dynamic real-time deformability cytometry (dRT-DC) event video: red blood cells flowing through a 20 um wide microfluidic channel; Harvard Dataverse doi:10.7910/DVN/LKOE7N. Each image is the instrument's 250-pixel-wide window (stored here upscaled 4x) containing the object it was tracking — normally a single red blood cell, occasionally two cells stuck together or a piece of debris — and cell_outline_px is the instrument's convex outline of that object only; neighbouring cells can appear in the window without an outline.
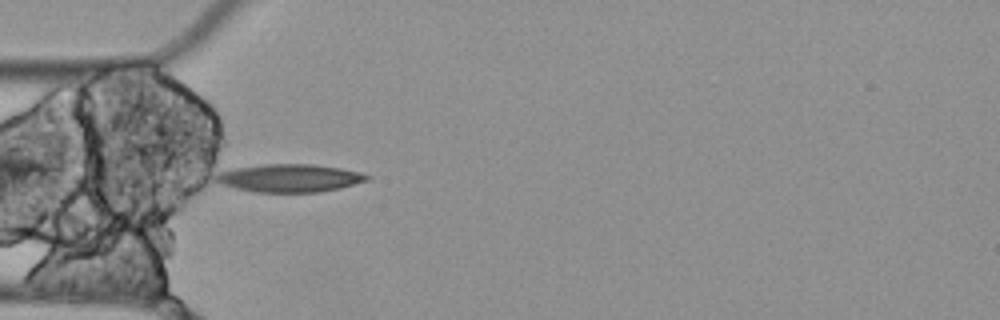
{"species": "Egyptian fruit bat (a non-hibernating species)", "species_latin": "Rousettus aegyptiacus", "temperature_condition": "cold", "stored_images_in_passage": 10, "camera_frame_rate_fps": 3000, "um_per_image_px": 0.085, "animal": {"sex": "female"}, "frame": {"image": 1, "passage_image": 7, "time_ms": 2.0, "image_size_px": [1000, 320], "cell_outline_px": [[372, 176], [368, 180], [340, 188], [320, 192], [256, 192], [236, 188], [220, 184], [212, 180], [220, 172], [236, 168], [260, 164], [312, 164], [340, 168], [360, 172]], "centroid_in_image_um": [24.61, 15.13], "position_along_channel_um": 60.4, "area_um2": 24.62}}
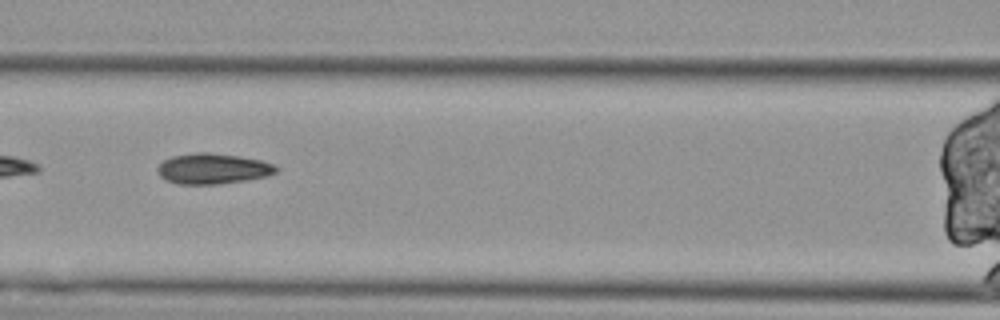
{"frame": {"image": 2, "passage_image": 9, "time_ms": 2.667, "image_size_px": [1000, 320], "cell_outline_px": [[280, 168], [276, 172], [268, 176], [244, 180], [216, 184], [176, 184], [164, 180], [160, 176], [156, 168], [164, 160], [172, 156], [196, 152], [208, 152], [240, 156], [260, 160], [276, 164]], "centroid_in_image_um": [18.09, 14.33], "position_along_channel_um": 148.5, "area_um2": 21.27}}
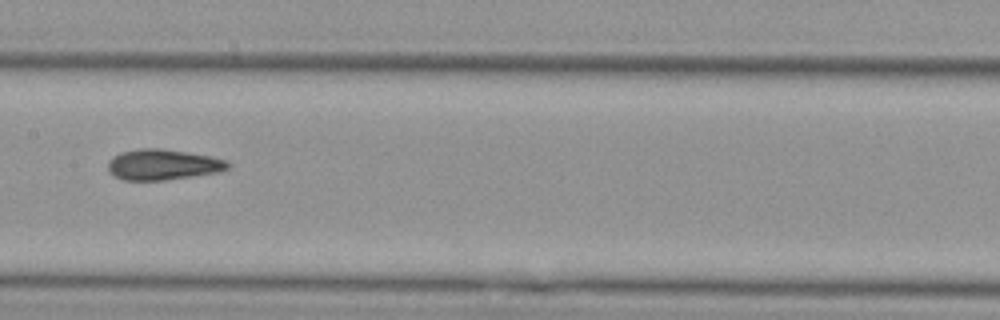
{"frame": {"image": 3, "passage_image": 10, "time_ms": 3.0, "image_size_px": [1000, 320], "cell_outline_px": [[232, 164], [228, 168], [220, 172], [164, 180], [124, 180], [108, 172], [108, 160], [112, 156], [120, 152], [140, 148], [160, 148], [188, 152], [212, 156], [228, 160]], "centroid_in_image_um": [13.86, 13.98], "position_along_channel_um": 193.5, "area_um2": 21.68}}